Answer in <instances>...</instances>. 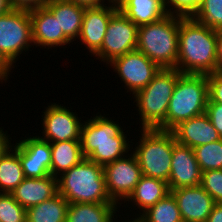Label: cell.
<instances>
[{"mask_svg":"<svg viewBox=\"0 0 222 222\" xmlns=\"http://www.w3.org/2000/svg\"><path fill=\"white\" fill-rule=\"evenodd\" d=\"M179 24L180 16L168 14L155 23L138 27L136 50L145 54L161 69H176Z\"/></svg>","mask_w":222,"mask_h":222,"instance_id":"obj_4","label":"cell"},{"mask_svg":"<svg viewBox=\"0 0 222 222\" xmlns=\"http://www.w3.org/2000/svg\"><path fill=\"white\" fill-rule=\"evenodd\" d=\"M217 71L222 72V31H219L218 36Z\"/></svg>","mask_w":222,"mask_h":222,"instance_id":"obj_40","label":"cell"},{"mask_svg":"<svg viewBox=\"0 0 222 222\" xmlns=\"http://www.w3.org/2000/svg\"><path fill=\"white\" fill-rule=\"evenodd\" d=\"M69 202L57 194L36 206L26 210L27 222H66Z\"/></svg>","mask_w":222,"mask_h":222,"instance_id":"obj_25","label":"cell"},{"mask_svg":"<svg viewBox=\"0 0 222 222\" xmlns=\"http://www.w3.org/2000/svg\"><path fill=\"white\" fill-rule=\"evenodd\" d=\"M140 133L132 152L138 160L142 174L168 183L173 145L176 142L174 134L168 130L142 128Z\"/></svg>","mask_w":222,"mask_h":222,"instance_id":"obj_7","label":"cell"},{"mask_svg":"<svg viewBox=\"0 0 222 222\" xmlns=\"http://www.w3.org/2000/svg\"><path fill=\"white\" fill-rule=\"evenodd\" d=\"M19 147V158L26 178H41L51 174L50 142L39 136H29L15 143Z\"/></svg>","mask_w":222,"mask_h":222,"instance_id":"obj_13","label":"cell"},{"mask_svg":"<svg viewBox=\"0 0 222 222\" xmlns=\"http://www.w3.org/2000/svg\"><path fill=\"white\" fill-rule=\"evenodd\" d=\"M0 222H27L26 209L10 193H0Z\"/></svg>","mask_w":222,"mask_h":222,"instance_id":"obj_30","label":"cell"},{"mask_svg":"<svg viewBox=\"0 0 222 222\" xmlns=\"http://www.w3.org/2000/svg\"><path fill=\"white\" fill-rule=\"evenodd\" d=\"M107 66L120 77L126 93L134 95L140 89L146 87L154 76L160 71V67L150 60L145 54L135 50L123 56L115 58Z\"/></svg>","mask_w":222,"mask_h":222,"instance_id":"obj_11","label":"cell"},{"mask_svg":"<svg viewBox=\"0 0 222 222\" xmlns=\"http://www.w3.org/2000/svg\"><path fill=\"white\" fill-rule=\"evenodd\" d=\"M201 171L222 169V138L193 148Z\"/></svg>","mask_w":222,"mask_h":222,"instance_id":"obj_28","label":"cell"},{"mask_svg":"<svg viewBox=\"0 0 222 222\" xmlns=\"http://www.w3.org/2000/svg\"><path fill=\"white\" fill-rule=\"evenodd\" d=\"M45 7L57 19L59 29L63 31V34L71 42L77 41L86 7L68 0H49Z\"/></svg>","mask_w":222,"mask_h":222,"instance_id":"obj_20","label":"cell"},{"mask_svg":"<svg viewBox=\"0 0 222 222\" xmlns=\"http://www.w3.org/2000/svg\"><path fill=\"white\" fill-rule=\"evenodd\" d=\"M171 131L177 143L192 149L221 139L206 113L180 122Z\"/></svg>","mask_w":222,"mask_h":222,"instance_id":"obj_18","label":"cell"},{"mask_svg":"<svg viewBox=\"0 0 222 222\" xmlns=\"http://www.w3.org/2000/svg\"><path fill=\"white\" fill-rule=\"evenodd\" d=\"M180 74L177 69H160L146 87L132 96L142 129L166 130L168 105Z\"/></svg>","mask_w":222,"mask_h":222,"instance_id":"obj_5","label":"cell"},{"mask_svg":"<svg viewBox=\"0 0 222 222\" xmlns=\"http://www.w3.org/2000/svg\"><path fill=\"white\" fill-rule=\"evenodd\" d=\"M118 9L138 27L155 23L168 15L164 0H123Z\"/></svg>","mask_w":222,"mask_h":222,"instance_id":"obj_22","label":"cell"},{"mask_svg":"<svg viewBox=\"0 0 222 222\" xmlns=\"http://www.w3.org/2000/svg\"><path fill=\"white\" fill-rule=\"evenodd\" d=\"M176 198L183 222H205L215 204L201 185L170 191Z\"/></svg>","mask_w":222,"mask_h":222,"instance_id":"obj_16","label":"cell"},{"mask_svg":"<svg viewBox=\"0 0 222 222\" xmlns=\"http://www.w3.org/2000/svg\"><path fill=\"white\" fill-rule=\"evenodd\" d=\"M219 31L192 17L180 16L179 48L176 69L183 74L217 72Z\"/></svg>","mask_w":222,"mask_h":222,"instance_id":"obj_1","label":"cell"},{"mask_svg":"<svg viewBox=\"0 0 222 222\" xmlns=\"http://www.w3.org/2000/svg\"><path fill=\"white\" fill-rule=\"evenodd\" d=\"M139 222H183L176 198L169 192L139 218Z\"/></svg>","mask_w":222,"mask_h":222,"instance_id":"obj_27","label":"cell"},{"mask_svg":"<svg viewBox=\"0 0 222 222\" xmlns=\"http://www.w3.org/2000/svg\"><path fill=\"white\" fill-rule=\"evenodd\" d=\"M170 192L167 182L142 176L140 181L137 183L133 192L124 201L132 202V206L137 207L139 210L135 218H139L146 210L152 207L156 202L163 199ZM138 216V217H137Z\"/></svg>","mask_w":222,"mask_h":222,"instance_id":"obj_21","label":"cell"},{"mask_svg":"<svg viewBox=\"0 0 222 222\" xmlns=\"http://www.w3.org/2000/svg\"><path fill=\"white\" fill-rule=\"evenodd\" d=\"M119 207L116 203H70L66 222H112L121 216L116 214Z\"/></svg>","mask_w":222,"mask_h":222,"instance_id":"obj_23","label":"cell"},{"mask_svg":"<svg viewBox=\"0 0 222 222\" xmlns=\"http://www.w3.org/2000/svg\"><path fill=\"white\" fill-rule=\"evenodd\" d=\"M24 178L19 147L14 143L13 147L0 159V193L12 192Z\"/></svg>","mask_w":222,"mask_h":222,"instance_id":"obj_26","label":"cell"},{"mask_svg":"<svg viewBox=\"0 0 222 222\" xmlns=\"http://www.w3.org/2000/svg\"><path fill=\"white\" fill-rule=\"evenodd\" d=\"M118 10L117 5L109 3L108 6L85 8L78 40L91 56L101 48L110 18Z\"/></svg>","mask_w":222,"mask_h":222,"instance_id":"obj_15","label":"cell"},{"mask_svg":"<svg viewBox=\"0 0 222 222\" xmlns=\"http://www.w3.org/2000/svg\"><path fill=\"white\" fill-rule=\"evenodd\" d=\"M68 1H71L77 5L84 6L86 8L101 7L108 4L106 0H68Z\"/></svg>","mask_w":222,"mask_h":222,"instance_id":"obj_39","label":"cell"},{"mask_svg":"<svg viewBox=\"0 0 222 222\" xmlns=\"http://www.w3.org/2000/svg\"><path fill=\"white\" fill-rule=\"evenodd\" d=\"M58 193L70 203H115L108 196L103 166L82 159L57 177Z\"/></svg>","mask_w":222,"mask_h":222,"instance_id":"obj_3","label":"cell"},{"mask_svg":"<svg viewBox=\"0 0 222 222\" xmlns=\"http://www.w3.org/2000/svg\"><path fill=\"white\" fill-rule=\"evenodd\" d=\"M208 99L207 75L181 73L168 105L166 130L171 131L180 122L206 113Z\"/></svg>","mask_w":222,"mask_h":222,"instance_id":"obj_6","label":"cell"},{"mask_svg":"<svg viewBox=\"0 0 222 222\" xmlns=\"http://www.w3.org/2000/svg\"><path fill=\"white\" fill-rule=\"evenodd\" d=\"M209 99L207 103L222 104V72L207 75Z\"/></svg>","mask_w":222,"mask_h":222,"instance_id":"obj_33","label":"cell"},{"mask_svg":"<svg viewBox=\"0 0 222 222\" xmlns=\"http://www.w3.org/2000/svg\"><path fill=\"white\" fill-rule=\"evenodd\" d=\"M203 1L204 0H164V5L167 14L192 17Z\"/></svg>","mask_w":222,"mask_h":222,"instance_id":"obj_32","label":"cell"},{"mask_svg":"<svg viewBox=\"0 0 222 222\" xmlns=\"http://www.w3.org/2000/svg\"><path fill=\"white\" fill-rule=\"evenodd\" d=\"M7 132L8 131L4 132L0 127V159L13 147V142L11 143L10 140L11 137Z\"/></svg>","mask_w":222,"mask_h":222,"instance_id":"obj_37","label":"cell"},{"mask_svg":"<svg viewBox=\"0 0 222 222\" xmlns=\"http://www.w3.org/2000/svg\"><path fill=\"white\" fill-rule=\"evenodd\" d=\"M50 146L52 176L58 177L84 159L80 140L52 142Z\"/></svg>","mask_w":222,"mask_h":222,"instance_id":"obj_24","label":"cell"},{"mask_svg":"<svg viewBox=\"0 0 222 222\" xmlns=\"http://www.w3.org/2000/svg\"><path fill=\"white\" fill-rule=\"evenodd\" d=\"M32 44L29 11L12 9L0 16V52L13 66Z\"/></svg>","mask_w":222,"mask_h":222,"instance_id":"obj_8","label":"cell"},{"mask_svg":"<svg viewBox=\"0 0 222 222\" xmlns=\"http://www.w3.org/2000/svg\"><path fill=\"white\" fill-rule=\"evenodd\" d=\"M98 114L83 121L80 143L84 158L105 166L129 154L133 139L129 141L119 120Z\"/></svg>","mask_w":222,"mask_h":222,"instance_id":"obj_2","label":"cell"},{"mask_svg":"<svg viewBox=\"0 0 222 222\" xmlns=\"http://www.w3.org/2000/svg\"><path fill=\"white\" fill-rule=\"evenodd\" d=\"M103 173L108 196L118 206L124 204L122 202L129 197L143 176L138 160L132 151L103 166Z\"/></svg>","mask_w":222,"mask_h":222,"instance_id":"obj_10","label":"cell"},{"mask_svg":"<svg viewBox=\"0 0 222 222\" xmlns=\"http://www.w3.org/2000/svg\"><path fill=\"white\" fill-rule=\"evenodd\" d=\"M192 18L211 29L222 31V0H204Z\"/></svg>","mask_w":222,"mask_h":222,"instance_id":"obj_29","label":"cell"},{"mask_svg":"<svg viewBox=\"0 0 222 222\" xmlns=\"http://www.w3.org/2000/svg\"><path fill=\"white\" fill-rule=\"evenodd\" d=\"M49 0H9L12 9L18 10H34L44 7Z\"/></svg>","mask_w":222,"mask_h":222,"instance_id":"obj_35","label":"cell"},{"mask_svg":"<svg viewBox=\"0 0 222 222\" xmlns=\"http://www.w3.org/2000/svg\"><path fill=\"white\" fill-rule=\"evenodd\" d=\"M12 10L9 0H0V16Z\"/></svg>","mask_w":222,"mask_h":222,"instance_id":"obj_41","label":"cell"},{"mask_svg":"<svg viewBox=\"0 0 222 222\" xmlns=\"http://www.w3.org/2000/svg\"><path fill=\"white\" fill-rule=\"evenodd\" d=\"M138 26L118 10L108 23L101 48L93 55L109 64L137 48Z\"/></svg>","mask_w":222,"mask_h":222,"instance_id":"obj_9","label":"cell"},{"mask_svg":"<svg viewBox=\"0 0 222 222\" xmlns=\"http://www.w3.org/2000/svg\"><path fill=\"white\" fill-rule=\"evenodd\" d=\"M123 0H107L109 4L119 5Z\"/></svg>","mask_w":222,"mask_h":222,"instance_id":"obj_42","label":"cell"},{"mask_svg":"<svg viewBox=\"0 0 222 222\" xmlns=\"http://www.w3.org/2000/svg\"><path fill=\"white\" fill-rule=\"evenodd\" d=\"M205 222H222V203H215Z\"/></svg>","mask_w":222,"mask_h":222,"instance_id":"obj_38","label":"cell"},{"mask_svg":"<svg viewBox=\"0 0 222 222\" xmlns=\"http://www.w3.org/2000/svg\"><path fill=\"white\" fill-rule=\"evenodd\" d=\"M202 171L196 160L194 150L189 146L173 145L171 171L168 180L169 190L199 186Z\"/></svg>","mask_w":222,"mask_h":222,"instance_id":"obj_14","label":"cell"},{"mask_svg":"<svg viewBox=\"0 0 222 222\" xmlns=\"http://www.w3.org/2000/svg\"><path fill=\"white\" fill-rule=\"evenodd\" d=\"M200 185L215 203H222V169L203 171Z\"/></svg>","mask_w":222,"mask_h":222,"instance_id":"obj_31","label":"cell"},{"mask_svg":"<svg viewBox=\"0 0 222 222\" xmlns=\"http://www.w3.org/2000/svg\"><path fill=\"white\" fill-rule=\"evenodd\" d=\"M15 66H13L0 52V83L3 84L6 81H8V77L10 76V73L12 72V68H14ZM9 75V76H8ZM4 81V82H3Z\"/></svg>","mask_w":222,"mask_h":222,"instance_id":"obj_36","label":"cell"},{"mask_svg":"<svg viewBox=\"0 0 222 222\" xmlns=\"http://www.w3.org/2000/svg\"><path fill=\"white\" fill-rule=\"evenodd\" d=\"M118 217L116 216L115 219L112 220V222H116ZM129 221H122V222H138V218H132V220H130L128 218ZM118 222V221H117ZM120 222V221H119Z\"/></svg>","mask_w":222,"mask_h":222,"instance_id":"obj_43","label":"cell"},{"mask_svg":"<svg viewBox=\"0 0 222 222\" xmlns=\"http://www.w3.org/2000/svg\"><path fill=\"white\" fill-rule=\"evenodd\" d=\"M10 194L26 210L58 194L57 177L24 178Z\"/></svg>","mask_w":222,"mask_h":222,"instance_id":"obj_19","label":"cell"},{"mask_svg":"<svg viewBox=\"0 0 222 222\" xmlns=\"http://www.w3.org/2000/svg\"><path fill=\"white\" fill-rule=\"evenodd\" d=\"M33 45L51 49L72 43L59 29L54 15L44 6L29 11Z\"/></svg>","mask_w":222,"mask_h":222,"instance_id":"obj_17","label":"cell"},{"mask_svg":"<svg viewBox=\"0 0 222 222\" xmlns=\"http://www.w3.org/2000/svg\"><path fill=\"white\" fill-rule=\"evenodd\" d=\"M45 107L42 125V140L52 142L80 140L81 127L84 120L78 117L69 107L51 103ZM68 108V109H67ZM72 111V112H71ZM81 119V120H80Z\"/></svg>","mask_w":222,"mask_h":222,"instance_id":"obj_12","label":"cell"},{"mask_svg":"<svg viewBox=\"0 0 222 222\" xmlns=\"http://www.w3.org/2000/svg\"><path fill=\"white\" fill-rule=\"evenodd\" d=\"M206 114L214 128L218 131L219 136L222 138V104L207 103Z\"/></svg>","mask_w":222,"mask_h":222,"instance_id":"obj_34","label":"cell"}]
</instances>
